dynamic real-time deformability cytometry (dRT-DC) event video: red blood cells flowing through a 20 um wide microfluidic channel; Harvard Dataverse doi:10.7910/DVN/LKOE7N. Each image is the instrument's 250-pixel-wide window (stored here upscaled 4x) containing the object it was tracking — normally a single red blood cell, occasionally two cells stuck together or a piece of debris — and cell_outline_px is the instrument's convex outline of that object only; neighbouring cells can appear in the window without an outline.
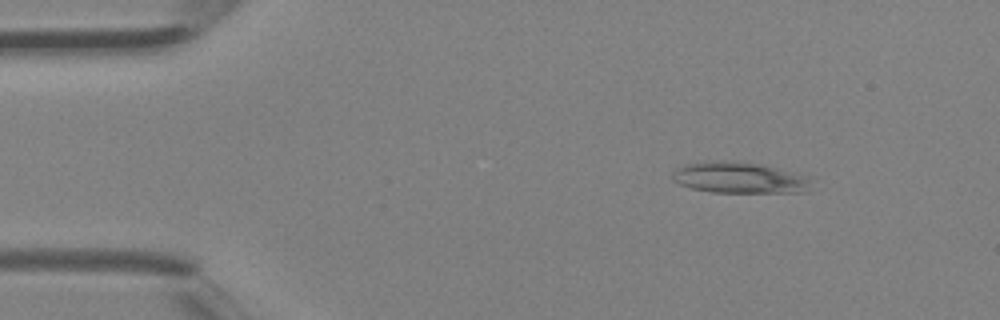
{"species": "Egyptian fruit bat (a non-hibernating species)", "species_latin": "Rousettus aegyptiacus", "temperature_condition": "room temperature", "stored_images_in_passage": 39, "camera_frame_rate_fps": 3000, "um_per_image_px": 0.085, "animal": {"sex": "female"}, "frame": {"image": 1, "passage_image": 5, "time_ms": 1.333, "image_size_px": [1000, 320], "cell_outline_px": [[808, 192], [712, 192], [692, 188], [680, 184], [672, 180], [672, 172], [676, 168], [688, 164], [712, 160], [716, 160], [764, 164], [808, 176]], "centroid_in_image_um": [62.82, 15.1], "position_along_channel_um": 22.2, "area_um2": 25.03}}
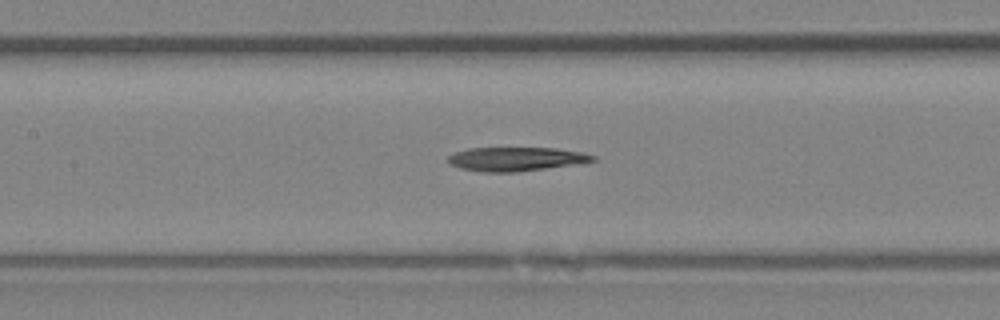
{"frame": {"image": 2, "passage_image": 18, "time_ms": 5.667, "image_size_px": [1000, 320], "cell_outline_px": [[596, 160], [544, 168], [516, 172], [484, 172], [460, 168], [448, 164], [448, 156], [456, 152], [468, 148], [556, 148], [584, 152], [596, 156]], "centroid_in_image_um": [43.82, 13.51], "position_along_channel_um": 163.6, "area_um2": 19.94}}
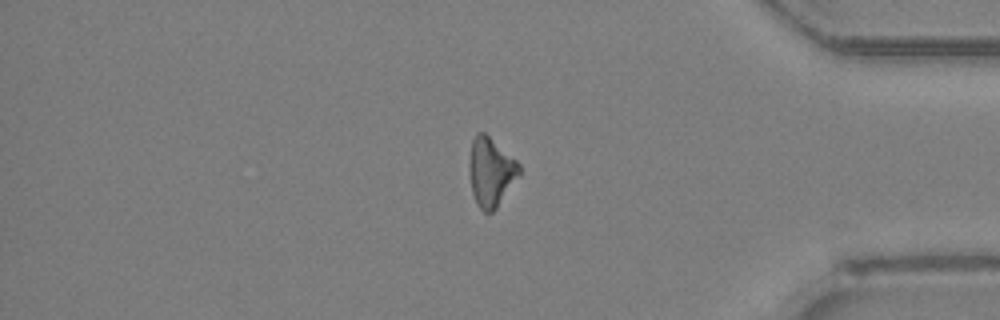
{"frame": {"image": 3, "passage_image": 33, "time_ms": 10.667, "image_size_px": [1000, 320], "cell_outline_px": [[520, 176], [496, 208], [492, 212], [484, 212], [476, 204], [472, 192], [468, 172], [472, 140], [476, 132], [484, 132], [516, 160], [520, 164]], "centroid_in_image_um": [41.71, 14.63], "position_along_channel_um": 393.5, "area_um2": 20.11}}